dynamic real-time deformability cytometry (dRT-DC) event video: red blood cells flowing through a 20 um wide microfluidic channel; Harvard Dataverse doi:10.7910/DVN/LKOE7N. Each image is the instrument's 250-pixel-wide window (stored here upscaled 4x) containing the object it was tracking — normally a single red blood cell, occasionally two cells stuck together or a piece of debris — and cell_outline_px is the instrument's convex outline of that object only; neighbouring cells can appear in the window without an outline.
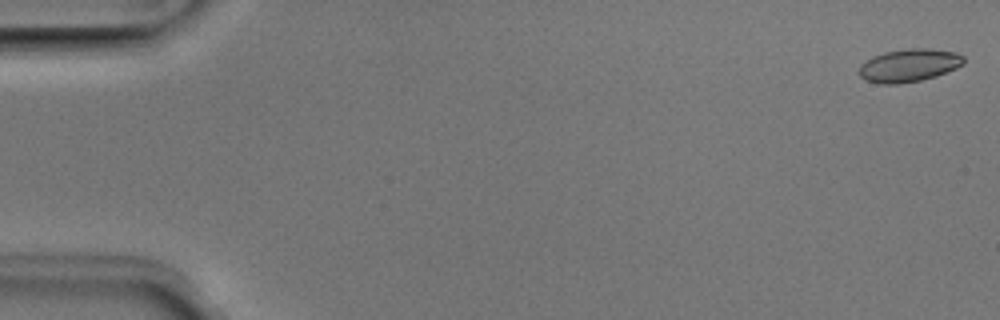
{"species": "Egyptian fruit bat (a non-hibernating species)", "species_latin": "Rousettus aegyptiacus", "temperature_condition": "room temperature", "stored_images_in_passage": 51, "camera_frame_rate_fps": 3000, "um_per_image_px": 0.085, "animal": {"sex": "male"}, "frame": {"image": 1, "passage_image": 1, "time_ms": 0.0, "image_size_px": [1000, 320], "cell_outline_px": [[964, 64], [956, 68], [936, 76], [920, 80], [900, 84], [880, 84], [864, 80], [860, 76], [860, 64], [872, 56], [884, 52], [908, 48], [928, 48], [956, 52], [964, 56]], "centroid_in_image_um": [77.26, 5.55], "position_along_channel_um": 7.7, "area_um2": 20.23}}
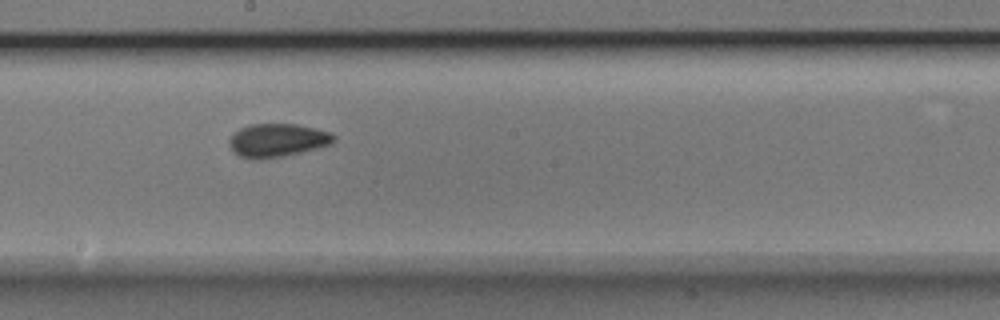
{"frame": {"image": 2, "passage_image": 28, "time_ms": 9.0, "image_size_px": [1000, 320], "cell_outline_px": [[336, 140], [332, 144], [284, 156], [260, 160], [252, 160], [240, 156], [232, 152], [228, 140], [232, 132], [248, 124], [296, 124], [316, 128], [332, 132], [336, 136]], "centroid_in_image_um": [23.55, 11.92], "position_along_channel_um": 224.6, "area_um2": 20.75}}
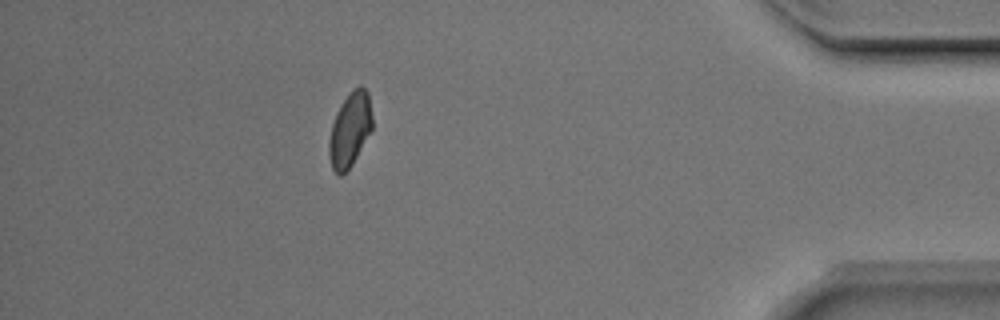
{"frame": {"image": 3, "passage_image": 45, "time_ms": 14.667, "image_size_px": [1000, 320], "cell_outline_px": [[372, 128], [352, 164], [340, 176], [332, 168], [328, 152], [328, 144], [332, 124], [336, 112], [340, 104], [352, 88], [360, 84], [368, 92], [372, 116]], "centroid_in_image_um": [29.73, 10.97], "position_along_channel_um": 405.5, "area_um2": 18.61}, "authors_computed_cell_mechanics": {"area_um2": 19.4208, "velocity_mm_per_s": 4.0214, "shape_relaxation_time_tau1_ms": 5.7504, "shape_relaxation_time_tau2_ms": 1.2808, "deformation_change_tau1": 0.1086, "deformation_change_tau2": 0.0596}}